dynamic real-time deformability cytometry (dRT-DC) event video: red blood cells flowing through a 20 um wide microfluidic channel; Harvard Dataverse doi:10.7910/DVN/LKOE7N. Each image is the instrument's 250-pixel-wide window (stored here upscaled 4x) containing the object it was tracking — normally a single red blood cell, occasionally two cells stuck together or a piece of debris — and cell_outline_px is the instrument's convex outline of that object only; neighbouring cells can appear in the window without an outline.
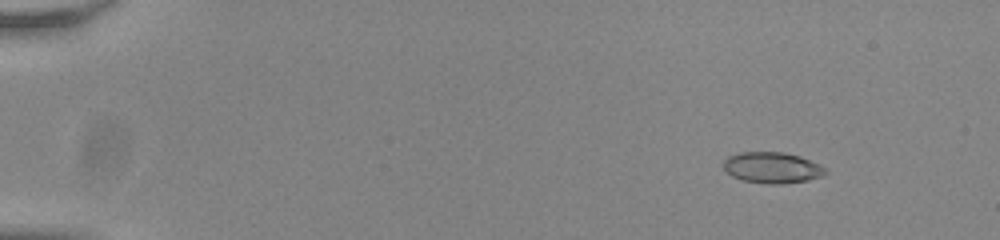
{"species": "common noctule bat (a hibernating species)", "species_latin": "Nyctalus noctula", "temperature_condition": "room temperature", "stored_images_in_passage": 50, "camera_frame_rate_fps": 3000, "um_per_image_px": 0.085, "animal": {"sex": "male", "body_mass_g": 20.0, "forearm_length_mm": 53.3}, "frame": {"image": 1, "passage_image": 1, "time_ms": 0.0, "image_size_px": [1000, 240], "cell_outline_px": [[828, 172], [820, 176], [808, 180], [780, 184], [768, 184], [744, 180], [732, 176], [724, 168], [724, 160], [728, 156], [740, 152], [784, 152], [800, 156], [820, 164]], "centroid_in_image_um": [65.64, 14.24], "position_along_channel_um": 19.4, "area_um2": 18.32}}
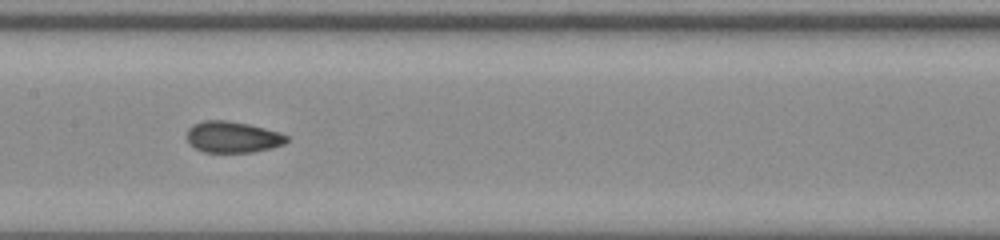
{"frame": {"image": 2, "passage_image": 24, "time_ms": 7.667, "image_size_px": [1000, 240], "cell_outline_px": [[288, 140], [284, 144], [272, 148], [252, 152], [204, 152], [196, 148], [188, 140], [188, 128], [192, 124], [204, 120], [224, 120], [248, 124], [280, 132], [288, 136]], "centroid_in_image_um": [19.8, 11.64], "position_along_channel_um": 187.6, "area_um2": 18.09}}
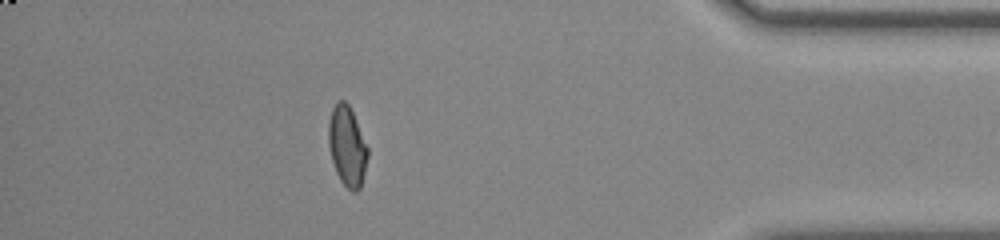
{"frame": {"image": 3, "passage_image": 44, "time_ms": 14.333, "image_size_px": [1000, 240], "cell_outline_px": [[368, 156], [360, 188], [356, 192], [352, 192], [340, 180], [336, 172], [332, 160], [328, 144], [328, 124], [332, 108], [340, 100], [344, 100], [348, 104], [352, 112], [368, 148]], "centroid_in_image_um": [29.5, 12.44], "position_along_channel_um": 405.7, "area_um2": 18.03}, "authors_computed_cell_mechanics": {"area_um2": 18.0914, "velocity_mm_per_s": 3.8103, "shape_relaxation_time_tau1_ms": null, "shape_relaxation_time_tau2_ms": 1.1078, "deformation_change_tau1": null, "deformation_change_tau2": 0.0574}}